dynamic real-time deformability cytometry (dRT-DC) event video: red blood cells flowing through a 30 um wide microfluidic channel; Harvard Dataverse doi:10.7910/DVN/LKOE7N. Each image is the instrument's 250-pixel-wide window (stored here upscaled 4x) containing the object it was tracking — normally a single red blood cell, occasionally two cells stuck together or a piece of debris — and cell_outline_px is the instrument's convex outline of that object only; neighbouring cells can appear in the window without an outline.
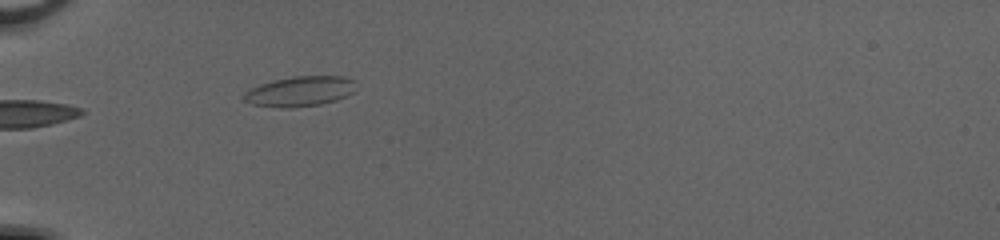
{"species": "common noctule bat (a hibernating species)", "species_latin": "Nyctalus noctula", "temperature_condition": "cold", "stored_images_in_passage": 5, "camera_frame_rate_fps": 3000, "um_per_image_px": 0.085, "animal": {"sex": "female", "body_mass_g": 20.0, "forearm_length_mm": 54.0}, "frame": {"image": 1, "passage_image": 1, "time_ms": 0.0, "image_size_px": [1000, 240], "cell_outline_px": [[356, 80], [352, 92], [336, 100], [320, 104], [288, 108], [280, 108], [252, 104], [244, 100], [240, 96], [244, 92], [260, 84], [272, 80], [292, 76], [344, 76]], "centroid_in_image_um": [25.45, 7.75], "position_along_channel_um": 59.5, "area_um2": 19.71}}